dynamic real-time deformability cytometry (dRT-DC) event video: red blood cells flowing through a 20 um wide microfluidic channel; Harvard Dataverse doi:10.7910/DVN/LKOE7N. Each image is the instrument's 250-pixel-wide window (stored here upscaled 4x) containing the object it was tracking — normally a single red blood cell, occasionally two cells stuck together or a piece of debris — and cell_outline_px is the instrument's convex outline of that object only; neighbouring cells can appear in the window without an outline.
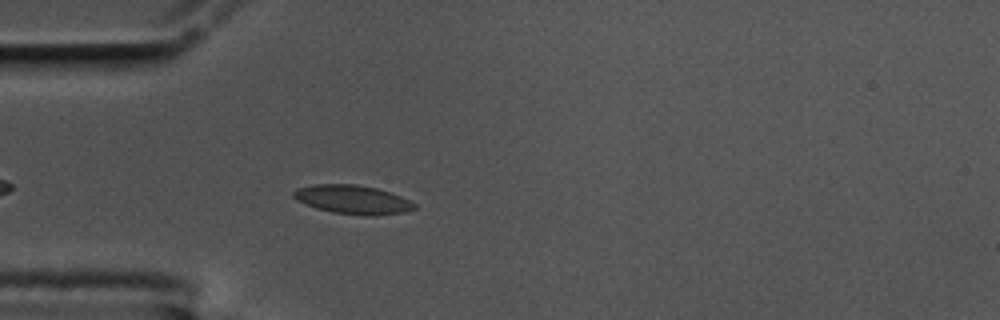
{"species": "common noctule bat (a hibernating species)", "species_latin": "Nyctalus noctula", "temperature_condition": "cold", "stored_images_in_passage": 45, "camera_frame_rate_fps": 3000, "um_per_image_px": 0.085, "animal": {"sex": "male", "body_mass_g": 17.5, "forearm_length_mm": 52.3}, "frame": {"image": 1, "passage_image": 6, "time_ms": 1.667, "image_size_px": [1000, 320], "cell_outline_px": [[416, 208], [404, 212], [376, 216], [372, 216], [332, 212], [316, 208], [304, 204], [296, 200], [292, 196], [292, 192], [296, 188], [316, 184], [356, 184], [376, 188], [400, 196], [416, 204]], "centroid_in_image_um": [29.94, 16.96], "position_along_channel_um": 55.1, "area_um2": 20.29}}
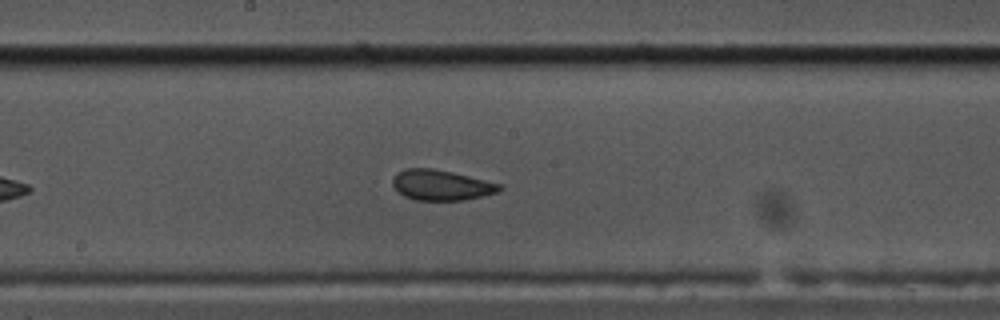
{"frame": {"image": 2, "passage_image": 20, "time_ms": 6.333, "image_size_px": [1000, 320], "cell_outline_px": [[504, 188], [496, 192], [464, 200], [416, 200], [404, 196], [392, 184], [392, 180], [396, 172], [408, 168], [432, 168], [452, 172], [504, 184]], "centroid_in_image_um": [37.52, 15.72], "position_along_channel_um": 210.7, "area_um2": 18.9}}
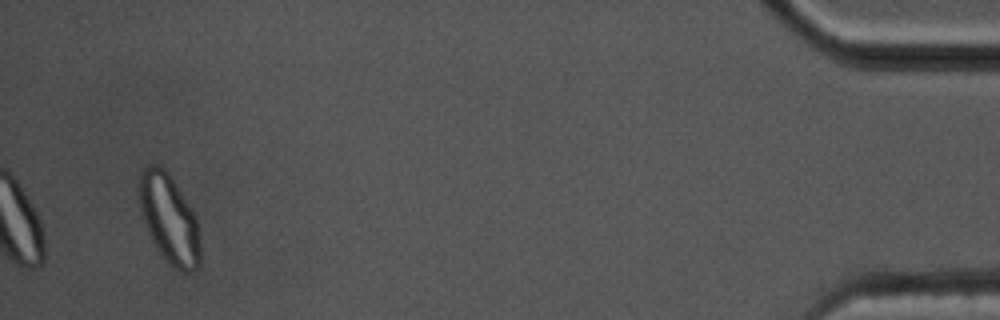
{"frame": {"image": 3, "passage_image": 45, "time_ms": 14.667, "image_size_px": [1000, 320], "cell_outline_px": [[200, 264], [196, 272], [180, 272], [168, 264], [164, 260], [156, 248], [148, 232], [140, 208], [136, 184], [140, 172], [148, 164], [160, 164], [168, 172], [196, 216], [200, 240]], "centroid_in_image_um": [14.36, 18.61], "position_along_channel_um": 420.8, "area_um2": 32.31}}